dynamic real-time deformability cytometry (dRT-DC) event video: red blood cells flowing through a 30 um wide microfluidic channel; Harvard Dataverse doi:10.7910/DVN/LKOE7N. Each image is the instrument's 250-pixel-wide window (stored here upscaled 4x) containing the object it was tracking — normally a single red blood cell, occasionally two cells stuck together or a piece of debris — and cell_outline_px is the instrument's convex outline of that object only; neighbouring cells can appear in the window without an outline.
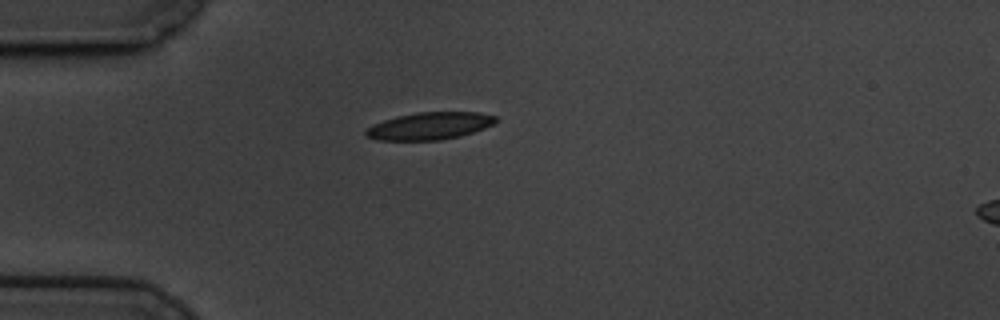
{"species": "common noctule bat (a hibernating species)", "species_latin": "Nyctalus noctula", "temperature_condition": "cold", "stored_images_in_passage": 44, "camera_frame_rate_fps": 3000, "um_per_image_px": 0.085, "animal": {"sex": "male", "body_mass_g": 19.5, "forearm_length_mm": 54.6}, "frame": {"image": 1, "passage_image": 1, "time_ms": 0.0, "image_size_px": [1000, 320], "cell_outline_px": [[500, 120], [484, 128], [460, 136], [440, 140], [376, 140], [368, 136], [364, 132], [372, 124], [396, 116], [416, 112], [480, 112], [496, 116]], "centroid_in_image_um": [36.53, 10.69], "position_along_channel_um": 48.5, "area_um2": 20.69}}
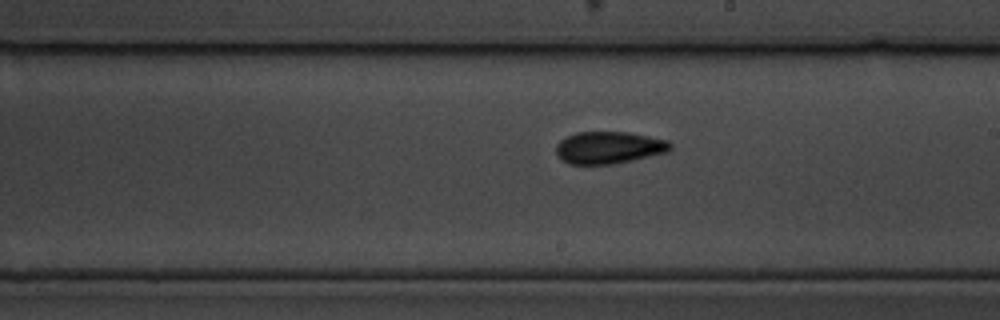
{"frame": {"image": 2, "passage_image": 19, "time_ms": 6.0, "image_size_px": [1000, 320], "cell_outline_px": [[672, 148], [668, 152], [632, 160], [612, 164], [568, 164], [556, 152], [556, 144], [560, 140], [576, 132], [628, 132], [668, 140], [672, 144]], "centroid_in_image_um": [51.78, 12.54], "position_along_channel_um": 237.2, "area_um2": 21.33}}
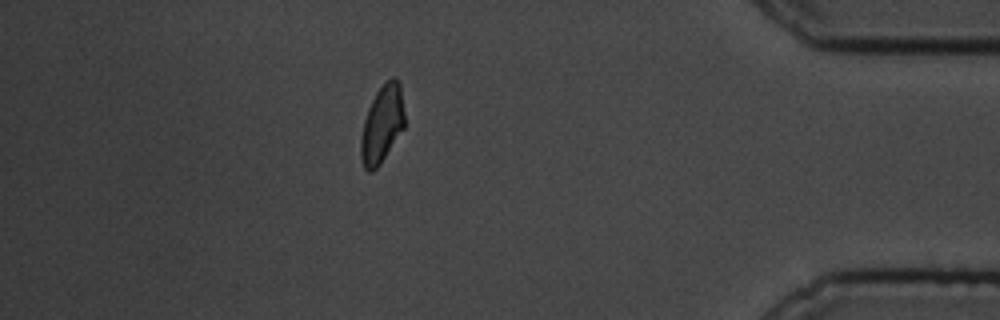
{"frame": {"image": 3, "passage_image": 37, "time_ms": 12.0, "image_size_px": [1000, 320], "cell_outline_px": [[404, 128], [380, 164], [372, 172], [368, 172], [364, 168], [360, 156], [360, 140], [364, 120], [368, 108], [376, 92], [392, 76], [396, 76], [400, 84], [404, 112]], "centroid_in_image_um": [32.47, 10.57], "position_along_channel_um": 402.7, "area_um2": 19.71}, "authors_computed_cell_mechanics": {"area_um2": 20.6057, "velocity_mm_per_s": 3.4024, "shape_relaxation_time_tau1_ms": 4.2427, "shape_relaxation_time_tau2_ms": 3.1457, "deformation_change_tau1": 0.1196, "deformation_change_tau2": 0.0895}}